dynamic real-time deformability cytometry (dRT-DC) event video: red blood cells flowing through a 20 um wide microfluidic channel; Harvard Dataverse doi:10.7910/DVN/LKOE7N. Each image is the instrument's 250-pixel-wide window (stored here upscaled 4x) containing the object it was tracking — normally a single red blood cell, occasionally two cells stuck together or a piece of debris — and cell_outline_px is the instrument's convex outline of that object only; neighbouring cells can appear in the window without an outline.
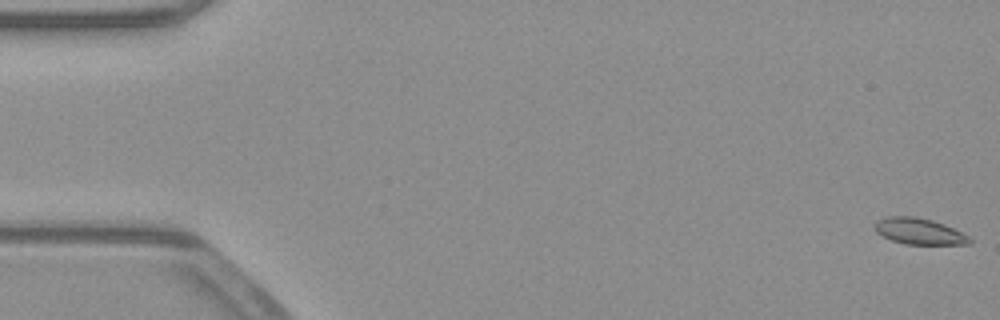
{"species": "common noctule bat (a hibernating species)", "species_latin": "Nyctalus noctula", "temperature_condition": "warm", "stored_images_in_passage": 54, "camera_frame_rate_fps": 3000, "um_per_image_px": 0.085, "animal": {"sex": "male", "body_mass_g": 23.1, "forearm_length_mm": 52.7}, "frame": {"image": 1, "passage_image": 1, "time_ms": 0.0, "image_size_px": [1000, 320], "cell_outline_px": [[972, 244], [904, 244], [880, 236], [876, 232], [872, 224], [876, 220], [888, 216], [916, 216], [932, 220], [944, 224], [968, 236], [972, 240]], "centroid_in_image_um": [78.06, 19.65], "position_along_channel_um": 6.9, "area_um2": 14.62}}
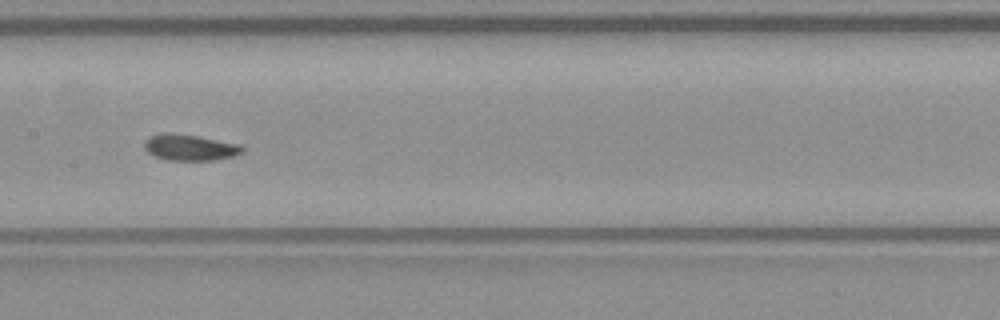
{"frame": {"image": 2, "passage_image": 27, "time_ms": 8.667, "image_size_px": [1000, 320], "cell_outline_px": [[244, 152], [232, 156], [216, 160], [168, 160], [156, 156], [148, 152], [144, 148], [144, 140], [148, 136], [164, 132], [168, 132], [200, 136], [240, 144], [244, 148]], "centroid_in_image_um": [16.13, 12.52], "position_along_channel_um": 191.3, "area_um2": 15.09}}
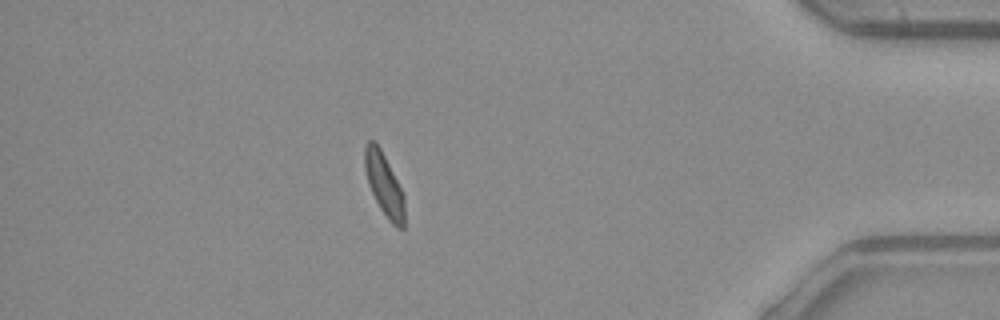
{"frame": {"image": 3, "passage_image": 47, "time_ms": 15.333, "image_size_px": [1000, 320], "cell_outline_px": [[404, 228], [396, 228], [388, 220], [380, 208], [368, 184], [364, 168], [364, 144], [368, 140], [372, 140], [380, 148], [404, 192]], "centroid_in_image_um": [32.65, 15.68], "position_along_channel_um": 402.6, "area_um2": 14.62}, "authors_computed_cell_mechanics": {"area_um2": 14.739, "velocity_mm_per_s": 3.8878, "shape_relaxation_time_tau1_ms": 5.0338, "shape_relaxation_time_tau2_ms": null, "deformation_change_tau1": 0.0958, "deformation_change_tau2": null}}